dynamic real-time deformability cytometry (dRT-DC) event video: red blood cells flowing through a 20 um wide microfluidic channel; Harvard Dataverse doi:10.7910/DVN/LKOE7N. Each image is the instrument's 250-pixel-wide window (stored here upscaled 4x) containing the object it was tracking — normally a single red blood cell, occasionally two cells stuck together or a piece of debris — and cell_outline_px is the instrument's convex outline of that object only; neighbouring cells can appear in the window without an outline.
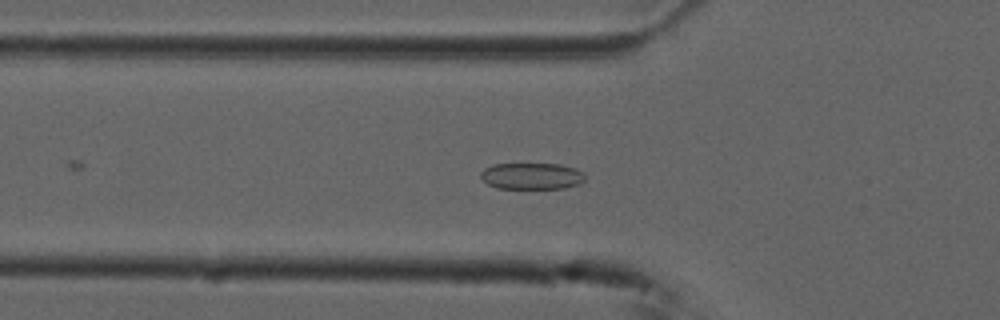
{"species": "common noctule bat (a hibernating species)", "species_latin": "Nyctalus noctula", "temperature_condition": "cold", "stored_images_in_passage": 23, "camera_frame_rate_fps": 3000, "um_per_image_px": 0.085, "animal": {"sex": "male", "forearm_length_mm": 52.5}, "frame": {"image": 1, "passage_image": 9, "time_ms": 2.667, "image_size_px": [1000, 320], "cell_outline_px": [[584, 180], [580, 184], [564, 188], [496, 188], [488, 184], [480, 176], [480, 172], [484, 168], [492, 164], [560, 164], [576, 168], [584, 172]], "centroid_in_image_um": [45.2, 14.96], "position_along_channel_um": 80.6, "area_um2": 16.18}}
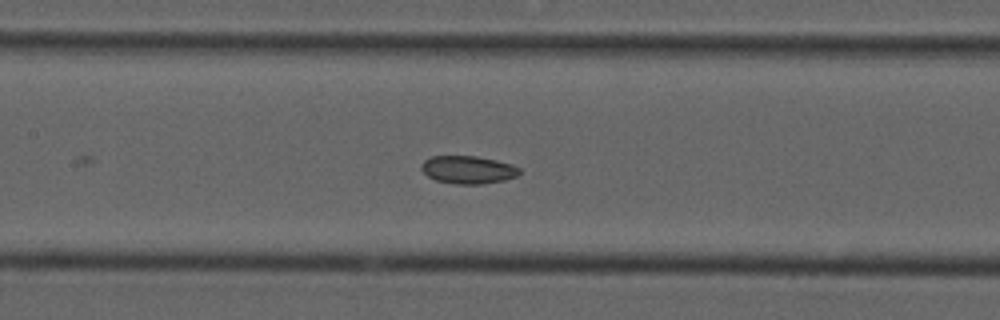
{"frame": {"image": 2, "passage_image": 16, "time_ms": 5.0, "image_size_px": [1000, 320], "cell_outline_px": [[520, 172], [516, 176], [504, 180], [484, 184], [456, 184], [436, 180], [428, 176], [420, 168], [420, 164], [424, 160], [432, 156], [476, 156], [496, 160], [512, 164], [520, 168]], "centroid_in_image_um": [39.78, 14.42], "position_along_channel_um": 167.6, "area_um2": 15.95}}
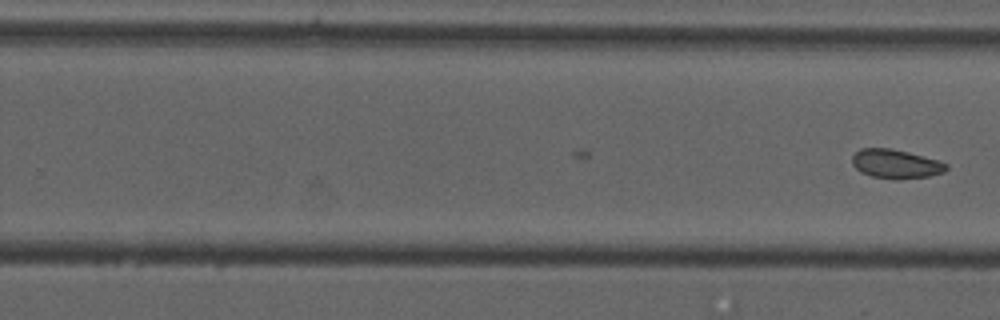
{"frame": {"image": 3, "passage_image": 23, "time_ms": 7.333, "image_size_px": [1000, 320], "cell_outline_px": [[948, 168], [944, 172], [928, 176], [896, 180], [892, 180], [872, 176], [860, 172], [852, 164], [852, 156], [860, 148], [888, 148], [908, 152], [936, 160], [948, 164]], "centroid_in_image_um": [76.11, 13.94], "position_along_channel_um": 253.7, "area_um2": 15.9}}